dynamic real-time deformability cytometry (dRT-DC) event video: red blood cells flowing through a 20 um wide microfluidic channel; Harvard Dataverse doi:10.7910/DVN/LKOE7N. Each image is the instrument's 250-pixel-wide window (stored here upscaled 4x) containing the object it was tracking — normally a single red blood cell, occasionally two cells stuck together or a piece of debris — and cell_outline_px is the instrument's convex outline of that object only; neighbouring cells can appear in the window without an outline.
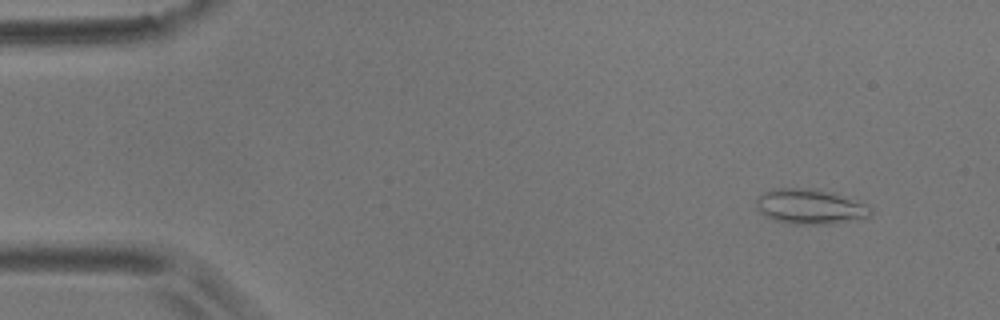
{"species": "common noctule bat (a hibernating species)", "species_latin": "Nyctalus noctula", "temperature_condition": "room temperature", "stored_images_in_passage": 8, "camera_frame_rate_fps": 3000, "um_per_image_px": 0.085, "animal": {"sex": "male", "body_mass_g": 17.9}, "frame": {"image": 1, "passage_image": 1, "time_ms": 0.0, "image_size_px": [1000, 320], "cell_outline_px": [[872, 216], [856, 220], [832, 224], [792, 224], [772, 220], [764, 216], [756, 208], [756, 200], [760, 192], [776, 188], [808, 188], [832, 192], [860, 200], [872, 204]], "centroid_in_image_um": [68.9, 17.56], "position_along_channel_um": 16.1, "area_um2": 24.16}}
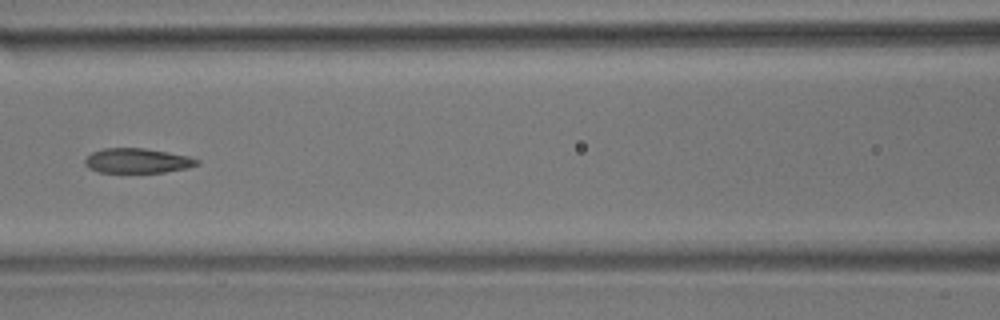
{"frame": {"image": 2, "passage_image": 7, "time_ms": 2.0, "image_size_px": [1000, 320], "cell_outline_px": [[200, 164], [188, 168], [164, 172], [100, 172], [88, 168], [84, 164], [84, 160], [92, 152], [104, 148], [144, 148], [168, 152], [188, 156], [200, 160]], "centroid_in_image_um": [11.69, 13.66], "position_along_channel_um": 154.9, "area_um2": 16.18}}
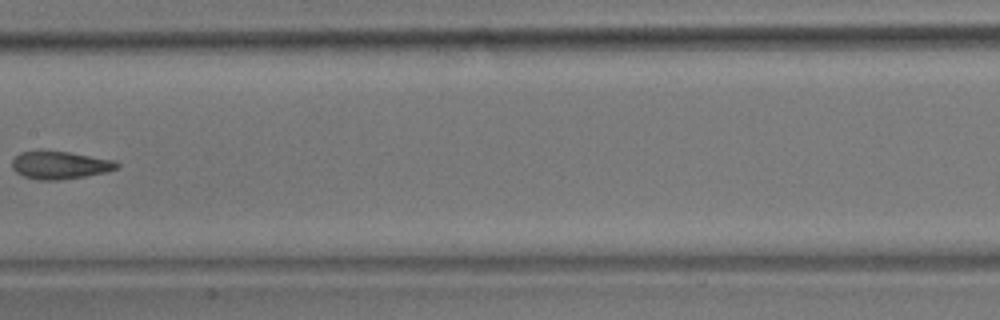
{"frame": {"image": 3, "passage_image": 8, "time_ms": 2.333, "image_size_px": [1000, 320], "cell_outline_px": [[120, 164], [116, 168], [108, 172], [84, 176], [56, 180], [36, 180], [24, 176], [16, 172], [12, 168], [12, 160], [20, 152], [40, 148], [68, 152], [116, 160]], "centroid_in_image_um": [5.06, 14.0], "position_along_channel_um": 202.3, "area_um2": 17.4}}